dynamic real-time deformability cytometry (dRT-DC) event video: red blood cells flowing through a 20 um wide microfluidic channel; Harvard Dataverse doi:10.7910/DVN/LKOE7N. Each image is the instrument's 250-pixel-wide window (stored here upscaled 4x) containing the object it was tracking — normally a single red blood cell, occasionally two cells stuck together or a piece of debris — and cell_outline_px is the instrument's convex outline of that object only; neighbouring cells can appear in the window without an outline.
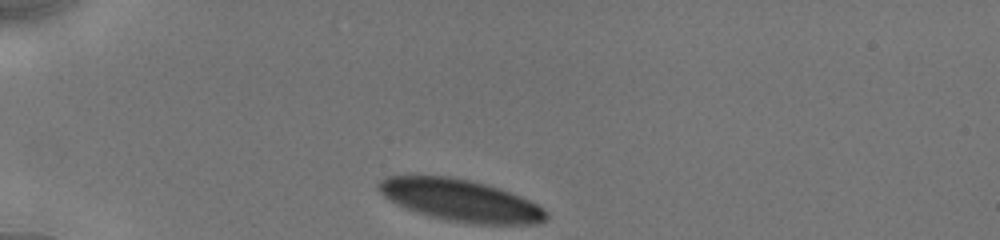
{"species": "human", "species_latin": "Homo sapiens", "temperature_condition": "cold", "stored_images_in_passage": 22, "camera_frame_rate_fps": 3000, "um_per_image_px": 0.085, "donor": {"sex": "male"}, "frame": {"image": 1, "passage_image": 1, "time_ms": 0.0, "image_size_px": [1000, 240], "cell_outline_px": [[548, 220], [536, 224], [472, 224], [448, 220], [416, 212], [384, 196], [376, 188], [376, 184], [380, 180], [388, 176], [452, 176], [500, 188], [520, 196], [544, 208], [548, 212]], "centroid_in_image_um": [39.19, 17.03], "position_along_channel_um": 45.8, "area_um2": 40.63}}
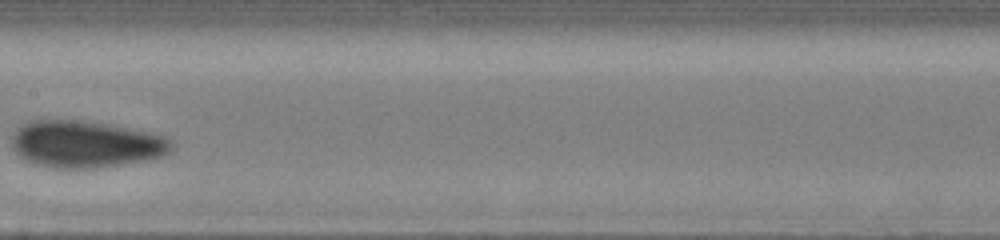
{"frame": {"image": 2, "passage_image": 10, "time_ms": 5.0, "image_size_px": [1000, 240], "cell_outline_px": [[172, 148], [168, 152], [160, 156], [144, 160], [96, 168], [52, 168], [36, 164], [20, 156], [12, 148], [12, 136], [16, 128], [28, 120], [44, 116], [80, 120], [108, 124], [168, 136], [172, 140]], "centroid_in_image_um": [7.2, 12.2], "position_along_channel_um": 200.2, "area_um2": 44.33}}
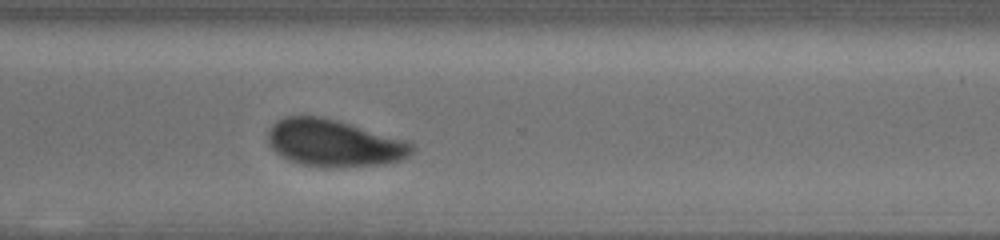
{"frame": {"image": 3, "passage_image": 18, "time_ms": 8.667, "image_size_px": [1000, 240], "cell_outline_px": [[416, 148], [404, 160], [384, 164], [340, 168], [328, 168], [304, 164], [288, 160], [276, 152], [268, 144], [268, 132], [272, 124], [276, 120], [284, 116], [320, 116], [336, 120], [404, 140], [412, 144]], "centroid_in_image_um": [28.38, 12.18], "position_along_channel_um": 342.2, "area_um2": 39.54}, "authors_computed_cell_mechanics": {"area_um2": 42.1073, "velocity_mm_per_s": 3.8768, "shape_relaxation_time_tau1_ms": 3.4944, "shape_relaxation_time_tau2_ms": 0.5094, "deformation_change_tau1": 0.0944, "deformation_change_tau2": 0.0534}}